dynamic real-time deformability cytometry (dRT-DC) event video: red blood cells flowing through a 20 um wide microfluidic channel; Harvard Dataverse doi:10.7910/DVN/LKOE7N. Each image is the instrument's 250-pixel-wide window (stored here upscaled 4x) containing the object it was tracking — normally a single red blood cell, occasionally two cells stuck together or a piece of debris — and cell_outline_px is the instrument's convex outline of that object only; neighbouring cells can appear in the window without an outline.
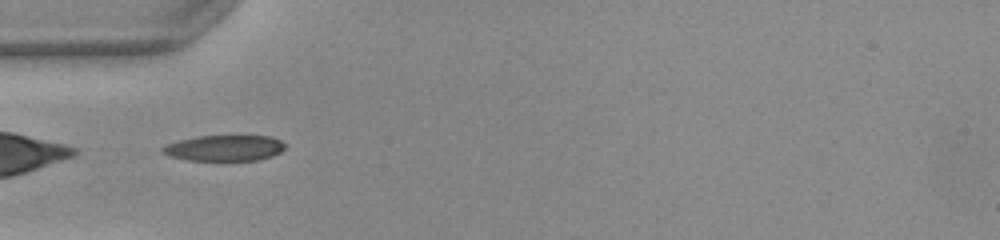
{"species": "common noctule bat (a hibernating species)", "species_latin": "Nyctalus noctula", "temperature_condition": "warm", "stored_images_in_passage": 34, "camera_frame_rate_fps": 3000, "um_per_image_px": 0.085, "animal": {"sex": "female", "body_mass_g": 22.0, "forearm_length_mm": 56.7}, "frame": {"image": 1, "passage_image": 1, "time_ms": 0.0, "image_size_px": [1000, 240], "cell_outline_px": [[284, 148], [280, 152], [272, 156], [256, 160], [188, 160], [172, 156], [164, 152], [160, 148], [168, 144], [180, 140], [196, 136], [268, 136], [280, 140], [284, 144]], "centroid_in_image_um": [19.09, 12.58], "position_along_channel_um": 65.9, "area_um2": 18.09}}
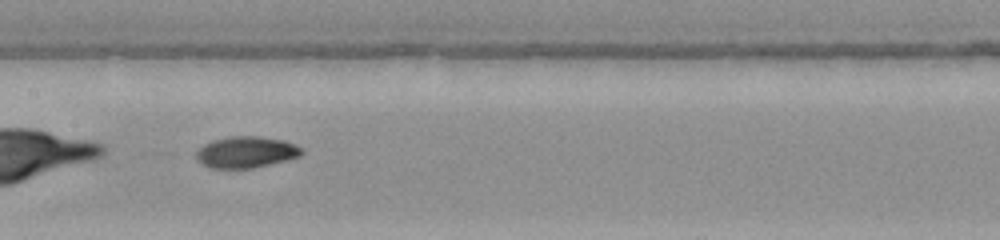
{"frame": {"image": 2, "passage_image": 10, "time_ms": 3.0, "image_size_px": [1000, 240], "cell_outline_px": [[304, 152], [300, 156], [252, 168], [212, 168], [196, 160], [196, 152], [204, 144], [212, 140], [232, 136], [256, 136], [284, 140], [300, 148]], "centroid_in_image_um": [20.88, 12.92], "position_along_channel_um": 186.5, "area_um2": 18.96}, "authors_computed_cell_mechanics": {"area_um2": 19.0451, "velocity_mm_per_s": 4.0307, "shape_relaxation_time_tau1_ms": 3.0004, "shape_relaxation_time_tau2_ms": null, "deformation_change_tau1": 0.1592, "deformation_change_tau2": null}}